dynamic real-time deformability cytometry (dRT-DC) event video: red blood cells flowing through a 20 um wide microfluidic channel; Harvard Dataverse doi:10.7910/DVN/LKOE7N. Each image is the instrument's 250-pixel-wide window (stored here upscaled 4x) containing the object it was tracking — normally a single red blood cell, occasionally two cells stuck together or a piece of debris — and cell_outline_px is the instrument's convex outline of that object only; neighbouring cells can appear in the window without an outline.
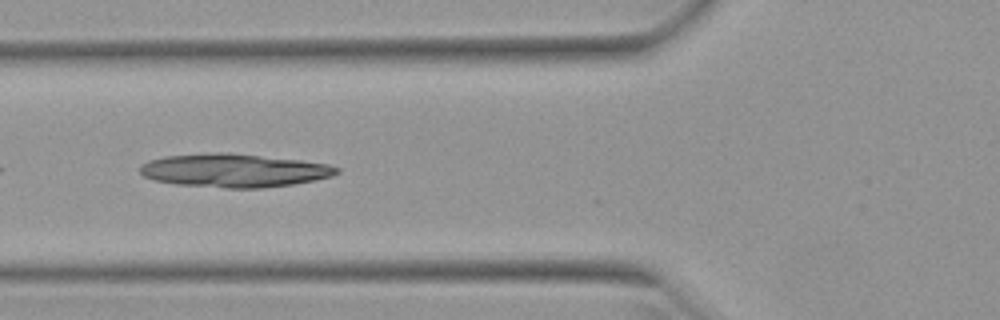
{"species": "Egyptian fruit bat (a non-hibernating species)", "species_latin": "Rousettus aegyptiacus", "temperature_condition": "warm", "stored_images_in_passage": 23, "camera_frame_rate_fps": 3000, "um_per_image_px": 0.085, "animal": {"sex": "female"}, "frame": {"image": 1, "passage_image": 7, "time_ms": 2.0, "image_size_px": [1000, 320], "cell_outline_px": [[340, 172], [332, 176], [292, 184], [260, 188], [224, 188], [176, 184], [152, 180], [144, 176], [140, 172], [140, 164], [148, 160], [164, 156], [216, 152], [228, 152], [300, 160], [328, 164], [340, 168]], "centroid_in_image_um": [19.85, 14.48], "position_along_channel_um": 105.9, "area_um2": 38.38}}
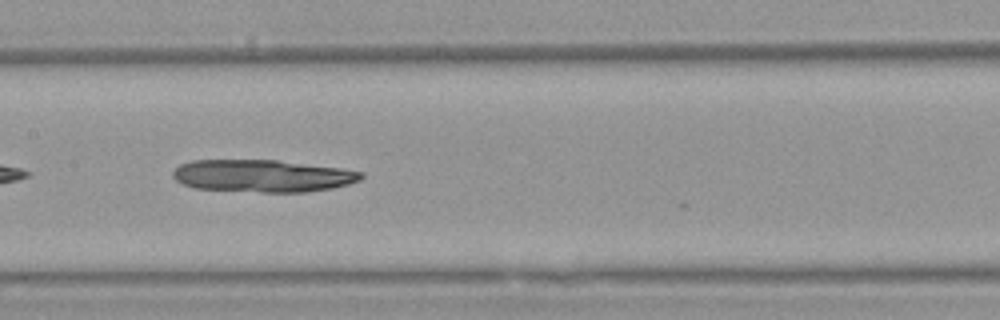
{"frame": {"image": 2, "passage_image": 13, "time_ms": 4.0, "image_size_px": [1000, 320], "cell_outline_px": [[364, 176], [360, 180], [348, 184], [332, 188], [308, 192], [260, 192], [192, 188], [176, 180], [172, 176], [172, 172], [180, 164], [192, 160], [276, 160], [340, 168], [364, 172]], "centroid_in_image_um": [22.31, 14.95], "position_along_channel_um": 185.1, "area_um2": 35.55}}
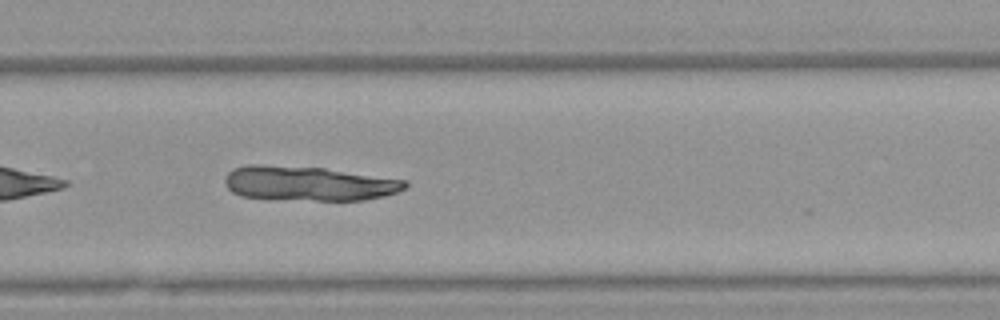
{"frame": {"image": 3, "passage_image": 22, "time_ms": 7.0, "image_size_px": [1000, 320], "cell_outline_px": [[408, 184], [404, 188], [396, 192], [384, 196], [364, 200], [268, 200], [240, 196], [232, 192], [224, 184], [224, 176], [232, 168], [248, 164], [264, 164], [324, 168], [408, 180]], "centroid_in_image_um": [26.15, 15.6], "position_along_channel_um": 303.7, "area_um2": 36.99}}